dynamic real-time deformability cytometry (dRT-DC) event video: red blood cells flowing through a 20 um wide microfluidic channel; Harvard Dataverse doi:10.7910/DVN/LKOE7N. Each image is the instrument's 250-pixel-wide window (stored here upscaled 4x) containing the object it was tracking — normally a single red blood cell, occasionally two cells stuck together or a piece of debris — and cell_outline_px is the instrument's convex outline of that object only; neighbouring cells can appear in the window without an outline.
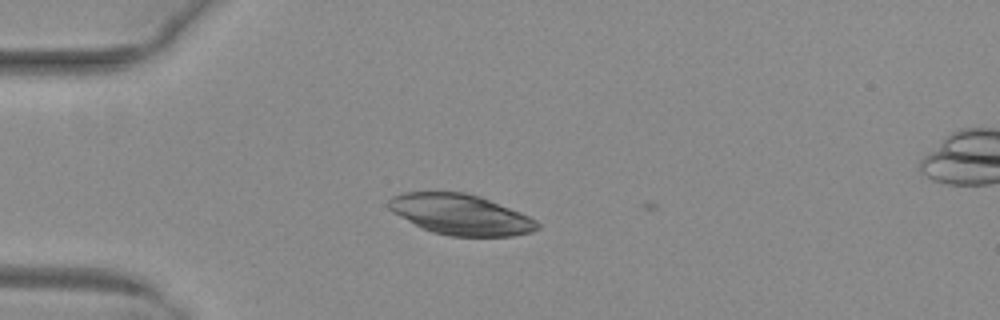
{"species": "common noctule bat (a hibernating species)", "species_latin": "Nyctalus noctula", "temperature_condition": "warm", "stored_images_in_passage": 2, "camera_frame_rate_fps": 3000, "um_per_image_px": 0.085, "animal": {"sex": "female", "body_mass_g": 29.2, "forearm_length_mm": 56.3}, "frame": {"image": 1, "passage_image": 1, "time_ms": 0.0, "image_size_px": [1000, 320], "cell_outline_px": [[540, 228], [532, 232], [512, 236], [452, 236], [432, 232], [392, 212], [388, 208], [388, 200], [392, 196], [404, 192], [464, 192], [480, 196], [520, 212], [536, 220], [540, 224]], "centroid_in_image_um": [39.17, 18.23], "position_along_channel_um": 45.8, "area_um2": 34.91}}